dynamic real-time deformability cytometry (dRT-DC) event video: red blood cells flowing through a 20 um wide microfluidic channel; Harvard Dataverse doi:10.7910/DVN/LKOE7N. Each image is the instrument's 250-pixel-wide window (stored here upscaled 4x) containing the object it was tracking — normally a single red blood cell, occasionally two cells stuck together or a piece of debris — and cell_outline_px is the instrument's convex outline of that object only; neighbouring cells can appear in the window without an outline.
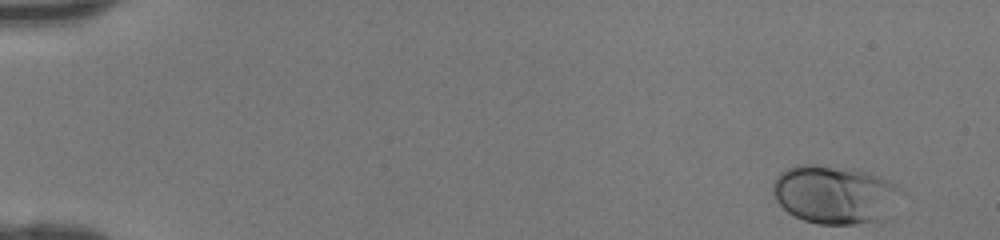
{"species": "human", "species_latin": "Homo sapiens", "temperature_condition": "room temperature", "stored_images_in_passage": 44, "camera_frame_rate_fps": 3000, "um_per_image_px": 0.085, "donor": {"sex": "female"}, "frame": {"image": 1, "passage_image": 1, "time_ms": 0.0, "image_size_px": [1000, 240], "cell_outline_px": [[904, 192], [884, 220], [880, 224], [820, 224], [804, 220], [792, 216], [776, 200], [772, 192], [772, 184], [776, 176], [780, 172], [796, 164], [816, 164], [856, 168], [880, 176], [896, 184]], "centroid_in_image_um": [70.99, 16.53], "position_along_channel_um": 14.0, "area_um2": 44.74}}
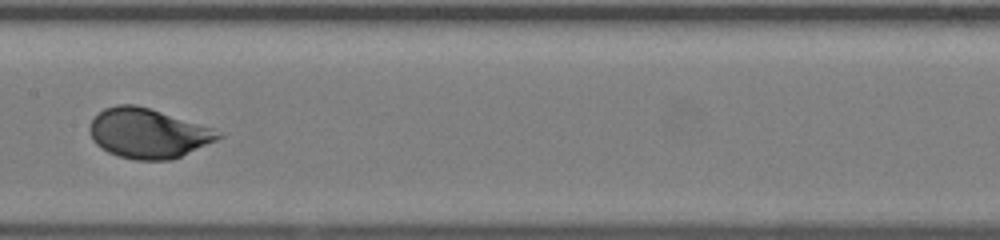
{"frame": {"image": 2, "passage_image": 23, "time_ms": 7.333, "image_size_px": [1000, 240], "cell_outline_px": [[224, 136], [216, 140], [172, 160], [136, 160], [120, 156], [108, 152], [100, 148], [92, 140], [88, 132], [88, 124], [104, 108], [116, 104], [136, 104], [212, 128]], "centroid_in_image_um": [12.52, 11.33], "position_along_channel_um": 194.9, "area_um2": 37.05}}
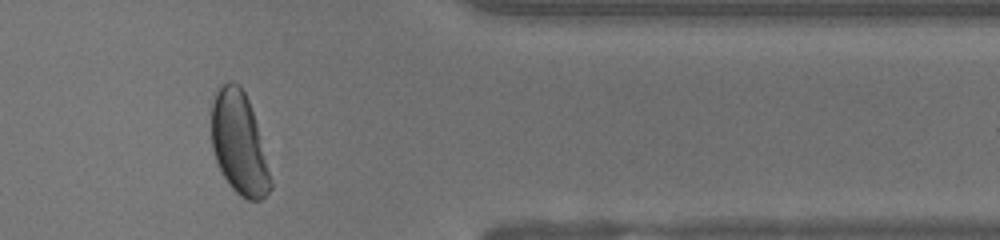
{"frame": {"image": 3, "passage_image": 37, "time_ms": 12.0, "image_size_px": [1000, 240], "cell_outline_px": [[272, 188], [260, 200], [248, 200], [240, 196], [228, 184], [216, 160], [212, 148], [212, 100], [216, 92], [228, 80], [232, 80], [240, 84], [248, 100], [256, 120], [272, 180]], "centroid_in_image_um": [20.33, 12.18], "position_along_channel_um": 391.1, "area_um2": 35.14}}